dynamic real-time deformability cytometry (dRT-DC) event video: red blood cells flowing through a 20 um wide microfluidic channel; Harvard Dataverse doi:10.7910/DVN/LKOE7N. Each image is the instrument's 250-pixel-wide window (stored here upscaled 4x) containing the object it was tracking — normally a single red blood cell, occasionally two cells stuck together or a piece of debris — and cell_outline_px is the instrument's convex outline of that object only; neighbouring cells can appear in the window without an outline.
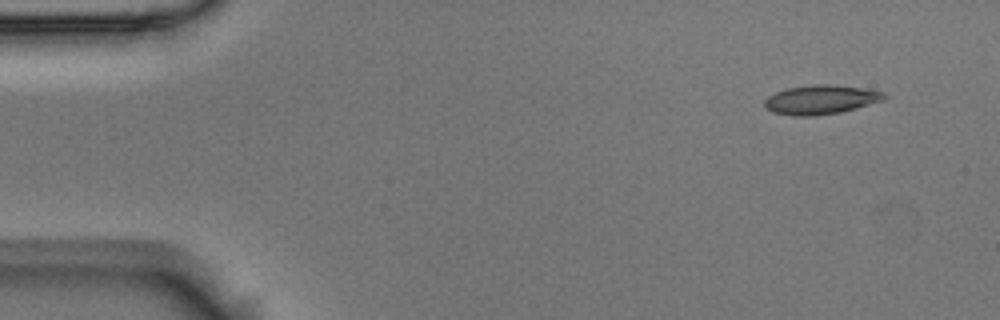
{"species": "Egyptian fruit bat (a non-hibernating species)", "species_latin": "Rousettus aegyptiacus", "temperature_condition": "room temperature", "stored_images_in_passage": 13, "camera_frame_rate_fps": 3000, "um_per_image_px": 0.085, "animal": {"sex": "male"}, "frame": {"image": 1, "passage_image": 1, "time_ms": 0.0, "image_size_px": [1000, 320], "cell_outline_px": [[888, 96], [884, 100], [856, 108], [840, 112], [812, 116], [792, 116], [772, 112], [764, 108], [764, 100], [768, 96], [776, 92], [788, 88], [812, 84], [832, 84], [864, 88], [884, 92]], "centroid_in_image_um": [69.76, 8.47], "position_along_channel_um": 15.2, "area_um2": 20.52}}